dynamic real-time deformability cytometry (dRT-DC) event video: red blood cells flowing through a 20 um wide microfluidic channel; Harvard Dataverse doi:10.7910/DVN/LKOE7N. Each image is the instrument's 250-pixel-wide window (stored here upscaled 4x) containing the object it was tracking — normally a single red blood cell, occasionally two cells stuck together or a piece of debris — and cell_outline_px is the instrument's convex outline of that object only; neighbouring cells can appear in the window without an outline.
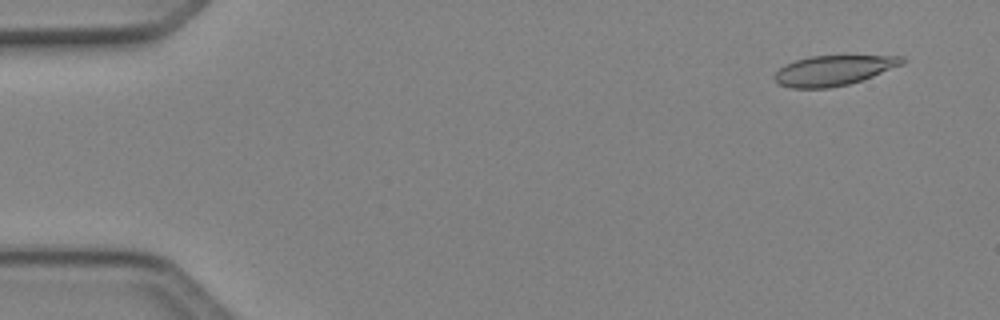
{"species": "Egyptian fruit bat (a non-hibernating species)", "species_latin": "Rousettus aegyptiacus", "temperature_condition": "cold", "stored_images_in_passage": 50, "camera_frame_rate_fps": 3000, "um_per_image_px": 0.085, "animal": {"sex": "female"}, "frame": {"image": 1, "passage_image": 4, "time_ms": 1.0, "image_size_px": [1000, 320], "cell_outline_px": [[908, 60], [904, 64], [872, 76], [848, 84], [828, 88], [788, 88], [776, 84], [772, 76], [784, 64], [808, 56], [904, 56]], "centroid_in_image_um": [70.81, 5.99], "position_along_channel_um": 14.2, "area_um2": 22.48}}
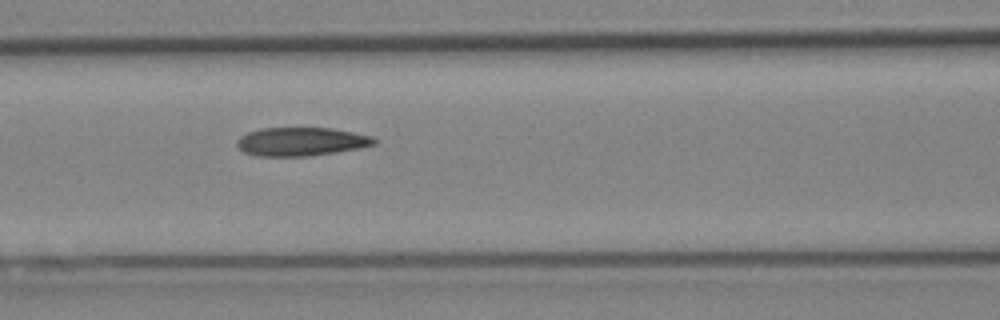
{"frame": {"image": 2, "passage_image": 22, "time_ms": 7.0, "image_size_px": [1000, 320], "cell_outline_px": [[380, 140], [376, 144], [360, 148], [336, 152], [308, 156], [256, 156], [244, 152], [236, 144], [236, 140], [240, 136], [248, 132], [260, 128], [332, 128], [372, 136]], "centroid_in_image_um": [25.62, 12.04], "position_along_channel_um": 141.0, "area_um2": 22.95}}
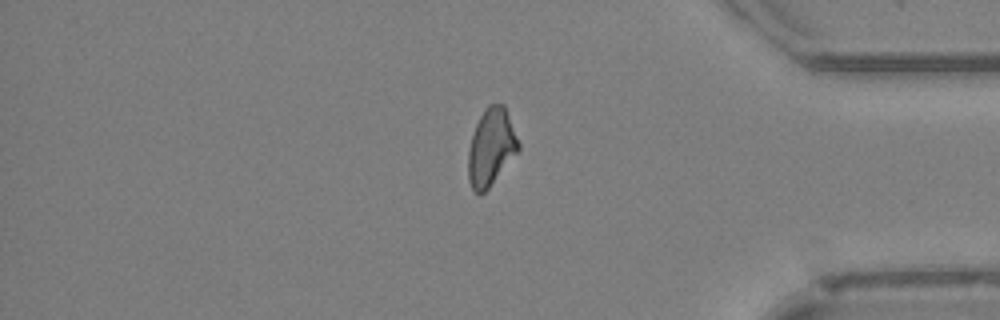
{"frame": {"image": 3, "passage_image": 42, "time_ms": 13.667, "image_size_px": [1000, 320], "cell_outline_px": [[520, 148], [488, 188], [480, 196], [472, 188], [468, 180], [468, 152], [472, 136], [476, 124], [484, 108], [488, 104], [504, 104], [520, 144]], "centroid_in_image_um": [41.73, 12.5], "position_along_channel_um": 393.5, "area_um2": 22.31}, "authors_computed_cell_mechanics": {"area_um2": 22.9466, "velocity_mm_per_s": 4.1351, "shape_relaxation_time_tau1_ms": null, "shape_relaxation_time_tau2_ms": 3.678, "deformation_change_tau1": null, "deformation_change_tau2": 0.1077}}